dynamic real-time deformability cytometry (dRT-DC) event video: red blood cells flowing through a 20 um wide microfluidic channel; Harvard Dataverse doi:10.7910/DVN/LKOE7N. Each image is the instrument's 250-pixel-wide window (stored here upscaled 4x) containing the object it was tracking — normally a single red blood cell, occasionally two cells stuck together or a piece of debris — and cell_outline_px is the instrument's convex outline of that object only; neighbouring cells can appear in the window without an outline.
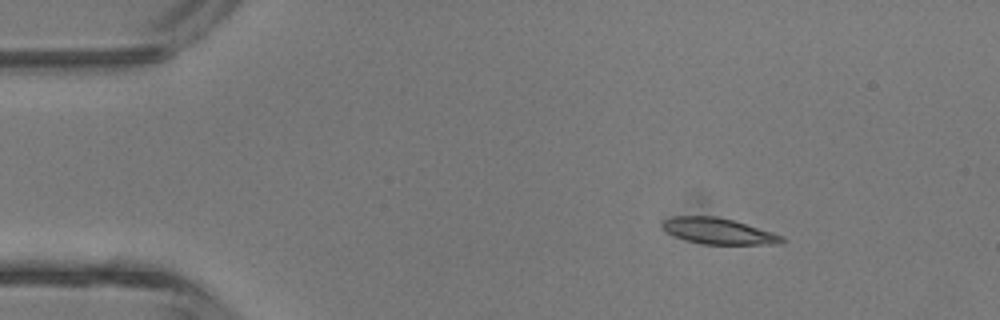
{"species": "common noctule bat (a hibernating species)", "species_latin": "Nyctalus noctula", "temperature_condition": "room temperature", "stored_images_in_passage": 4, "camera_frame_rate_fps": 3000, "um_per_image_px": 0.085, "animal": {"sex": "male", "body_mass_g": 13.3}, "frame": {"image": 1, "passage_image": 2, "time_ms": 1.0, "image_size_px": [1000, 320], "cell_outline_px": [[788, 240], [780, 244], [704, 244], [684, 240], [668, 232], [660, 224], [664, 220], [672, 216], [716, 216], [732, 220], [772, 232], [784, 236]], "centroid_in_image_um": [61.09, 19.65], "position_along_channel_um": 23.9, "area_um2": 18.03}}
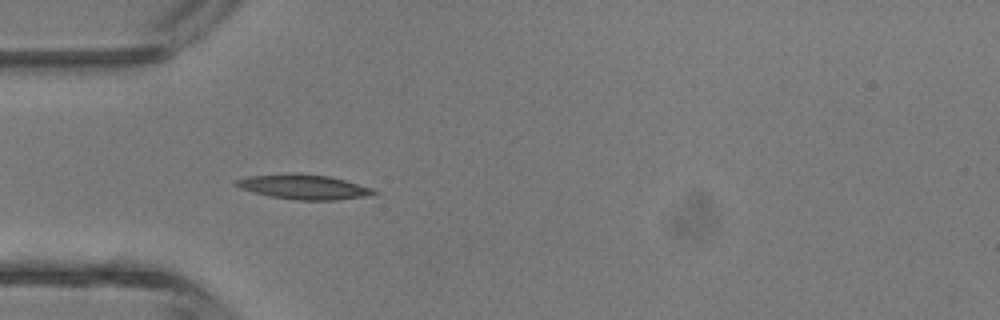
{"frame": {"image": 2, "passage_image": 4, "time_ms": 3.333, "image_size_px": [1000, 320], "cell_outline_px": [[380, 192], [372, 196], [336, 200], [296, 200], [268, 196], [252, 192], [240, 188], [232, 184], [236, 180], [248, 176], [288, 172], [300, 172], [328, 176], [344, 180], [372, 188]], "centroid_in_image_um": [25.81, 15.88], "position_along_channel_um": 59.2, "area_um2": 20.35}}